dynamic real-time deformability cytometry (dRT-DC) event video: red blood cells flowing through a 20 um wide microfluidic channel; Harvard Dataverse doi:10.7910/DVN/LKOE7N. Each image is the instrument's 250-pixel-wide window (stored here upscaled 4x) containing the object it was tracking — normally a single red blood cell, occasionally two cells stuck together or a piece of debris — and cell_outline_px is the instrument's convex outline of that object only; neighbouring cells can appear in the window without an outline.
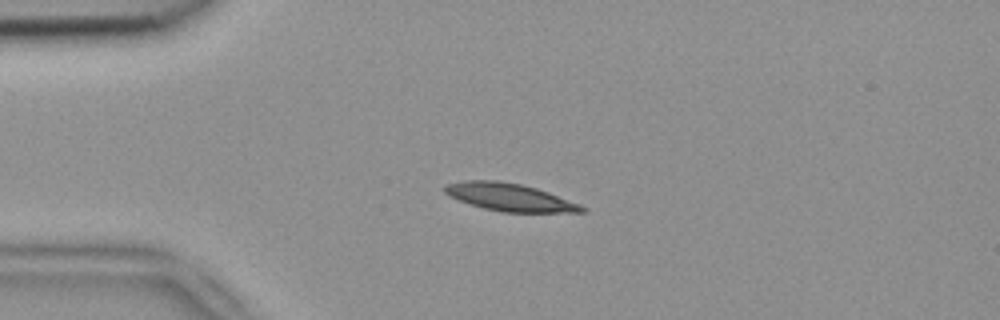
{"species": "common noctule bat (a hibernating species)", "species_latin": "Nyctalus noctula", "temperature_condition": "room temperature", "stored_images_in_passage": 7, "camera_frame_rate_fps": 3000, "um_per_image_px": 0.085, "animal": {"sex": "female", "body_mass_g": 18.4}, "frame": {"image": 1, "passage_image": 2, "time_ms": 0.333, "image_size_px": [1000, 320], "cell_outline_px": [[588, 208], [584, 212], [500, 212], [484, 208], [448, 196], [444, 192], [444, 184], [464, 180], [500, 180], [520, 184], [536, 188], [548, 192], [580, 204]], "centroid_in_image_um": [43.31, 16.75], "position_along_channel_um": 41.7, "area_um2": 22.08}}
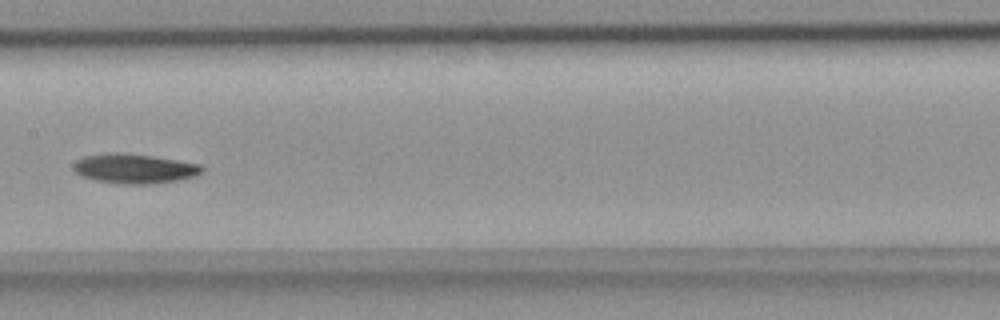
{"frame": {"image": 2, "passage_image": 6, "time_ms": 1.667, "image_size_px": [1000, 320], "cell_outline_px": [[204, 172], [196, 176], [176, 180], [152, 184], [120, 184], [96, 180], [80, 176], [72, 168], [72, 164], [76, 160], [84, 156], [112, 152], [124, 152], [152, 156], [204, 164]], "centroid_in_image_um": [11.44, 14.32], "position_along_channel_um": 196.0, "area_um2": 22.54}}
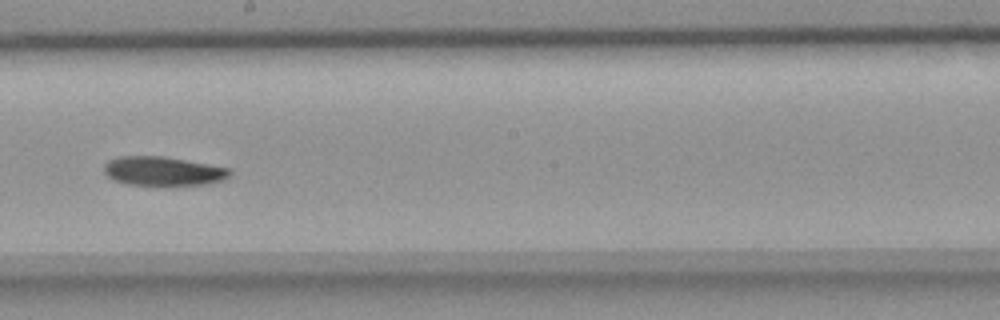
{"frame": {"image": 3, "passage_image": 7, "time_ms": 2.0, "image_size_px": [1000, 320], "cell_outline_px": [[232, 172], [224, 180], [208, 184], [172, 188], [128, 184], [112, 180], [104, 172], [104, 164], [108, 160], [120, 156], [164, 156], [208, 164], [228, 168]], "centroid_in_image_um": [13.86, 14.59], "position_along_channel_um": 234.3, "area_um2": 22.2}}